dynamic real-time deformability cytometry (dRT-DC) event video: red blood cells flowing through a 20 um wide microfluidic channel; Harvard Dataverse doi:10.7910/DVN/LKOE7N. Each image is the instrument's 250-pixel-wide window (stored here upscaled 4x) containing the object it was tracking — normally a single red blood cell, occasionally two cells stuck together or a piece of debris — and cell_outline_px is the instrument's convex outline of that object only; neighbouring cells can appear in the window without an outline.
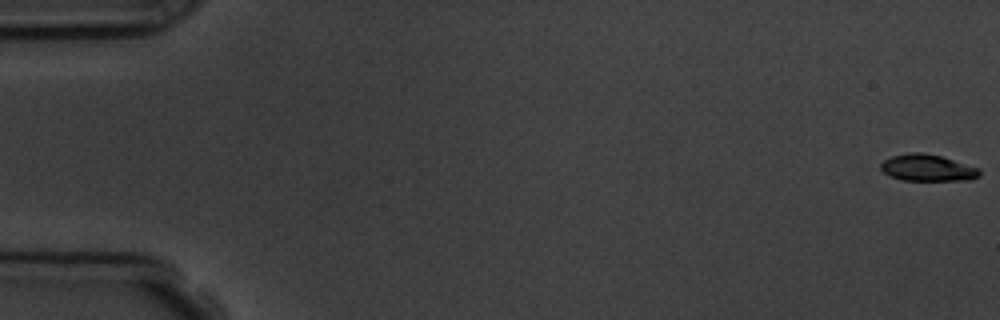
{"species": "common noctule bat (a hibernating species)", "species_latin": "Nyctalus noctula", "temperature_condition": "room temperature", "stored_images_in_passage": 6, "camera_frame_rate_fps": 3000, "um_per_image_px": 0.085, "animal": {"sex": "male", "body_mass_g": 19.5, "forearm_length_mm": 54.6}, "frame": {"image": 1, "passage_image": 1, "time_ms": 0.0, "image_size_px": [1000, 320], "cell_outline_px": [[980, 176], [972, 180], [904, 180], [892, 176], [884, 172], [880, 168], [880, 164], [884, 160], [892, 156], [912, 152], [924, 152], [940, 156], [980, 168]], "centroid_in_image_um": [78.87, 14.26], "position_along_channel_um": 6.1, "area_um2": 15.26}}
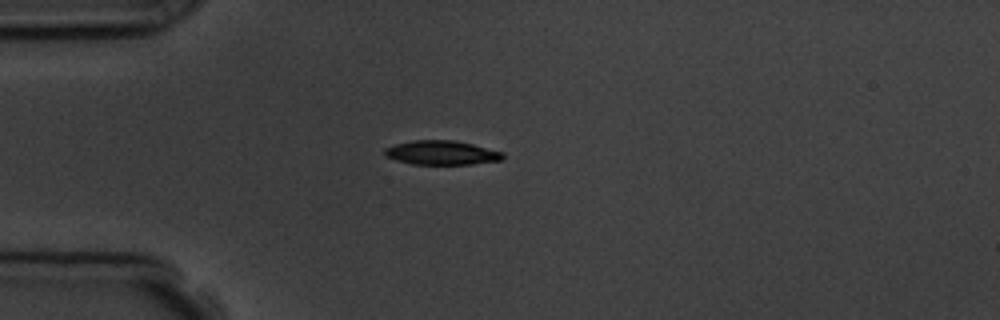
{"frame": {"image": 2, "passage_image": 5, "time_ms": 4.667, "image_size_px": [1000, 320], "cell_outline_px": [[504, 160], [472, 164], [412, 164], [396, 160], [384, 156], [384, 148], [396, 144], [412, 140], [456, 140], [504, 152]], "centroid_in_image_um": [37.55, 12.98], "position_along_channel_um": 47.5, "area_um2": 16.76}}